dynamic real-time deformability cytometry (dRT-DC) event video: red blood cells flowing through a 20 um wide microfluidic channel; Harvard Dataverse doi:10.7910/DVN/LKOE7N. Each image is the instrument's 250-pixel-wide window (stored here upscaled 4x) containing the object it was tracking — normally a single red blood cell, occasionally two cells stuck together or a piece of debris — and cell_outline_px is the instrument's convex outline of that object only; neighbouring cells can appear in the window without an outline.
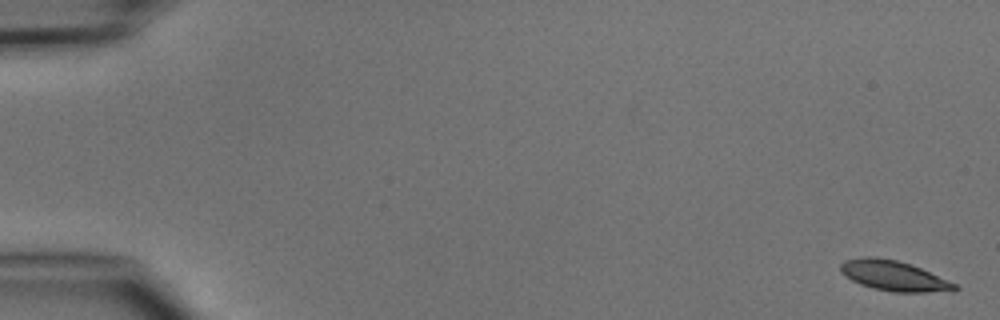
{"species": "common noctule bat (a hibernating species)", "species_latin": "Nyctalus noctula", "temperature_condition": "cold", "stored_images_in_passage": 6, "camera_frame_rate_fps": 3000, "um_per_image_px": 0.085, "animal": {"sex": "male", "body_mass_g": 15.6}, "frame": {"image": 1, "passage_image": 1, "time_ms": 0.0, "image_size_px": [1000, 320], "cell_outline_px": [[960, 288], [956, 292], [892, 292], [872, 288], [860, 284], [844, 276], [840, 272], [840, 264], [844, 260], [864, 256], [876, 256], [896, 260], [920, 268], [956, 284]], "centroid_in_image_um": [75.96, 23.45], "position_along_channel_um": 9.0, "area_um2": 20.23}}
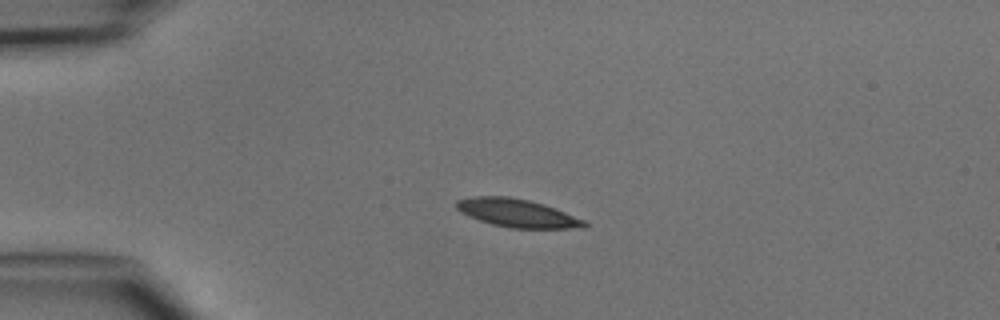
{"frame": {"image": 2, "passage_image": 4, "time_ms": 3.667, "image_size_px": [1000, 320], "cell_outline_px": [[588, 224], [584, 228], [508, 228], [492, 224], [468, 216], [460, 212], [456, 208], [456, 200], [472, 196], [508, 196], [528, 200], [544, 204], [556, 208], [584, 220]], "centroid_in_image_um": [43.94, 18.11], "position_along_channel_um": 41.1, "area_um2": 21.04}}